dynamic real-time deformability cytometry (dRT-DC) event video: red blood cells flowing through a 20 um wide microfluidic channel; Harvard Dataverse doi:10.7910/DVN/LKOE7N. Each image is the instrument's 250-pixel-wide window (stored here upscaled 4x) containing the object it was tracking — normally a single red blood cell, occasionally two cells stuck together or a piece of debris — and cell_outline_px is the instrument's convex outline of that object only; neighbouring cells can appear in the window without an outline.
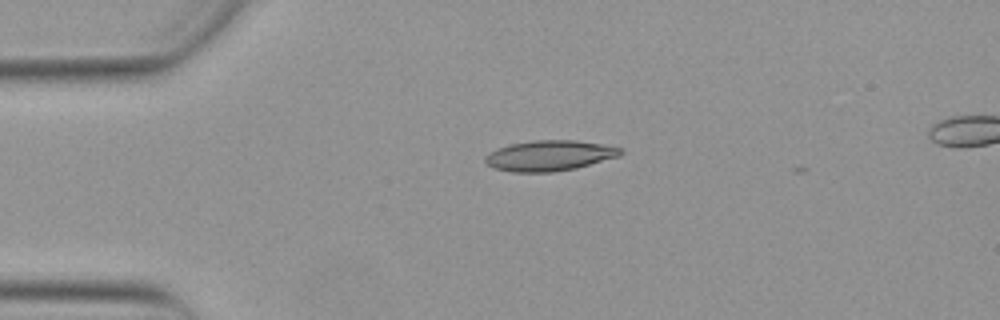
{"species": "Egyptian fruit bat (a non-hibernating species)", "species_latin": "Rousettus aegyptiacus", "temperature_condition": "warm", "stored_images_in_passage": 5, "camera_frame_rate_fps": 3000, "um_per_image_px": 0.085, "animal": {"sex": "female"}, "frame": {"image": 1, "passage_image": 1, "time_ms": 0.0, "image_size_px": [1000, 320], "cell_outline_px": [[624, 152], [620, 156], [576, 168], [552, 172], [512, 172], [496, 168], [488, 164], [484, 160], [484, 156], [488, 152], [496, 148], [512, 144], [532, 140], [576, 140], [624, 148]], "centroid_in_image_um": [46.71, 13.22], "position_along_channel_um": 38.3, "area_um2": 24.1}}